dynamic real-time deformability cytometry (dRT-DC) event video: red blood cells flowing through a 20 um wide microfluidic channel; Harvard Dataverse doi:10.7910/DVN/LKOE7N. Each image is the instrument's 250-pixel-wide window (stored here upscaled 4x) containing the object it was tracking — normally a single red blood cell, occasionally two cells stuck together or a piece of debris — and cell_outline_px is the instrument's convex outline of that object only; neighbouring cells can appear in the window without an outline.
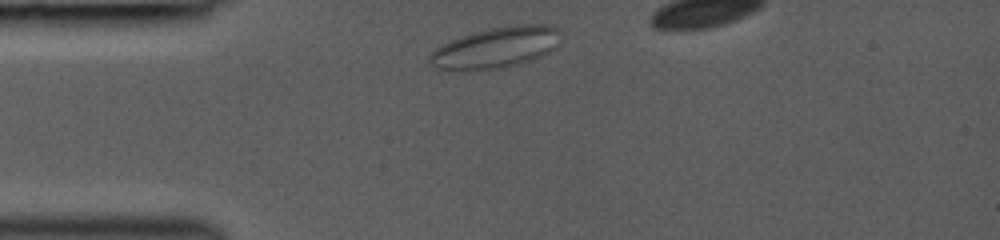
{"species": "common noctule bat (a hibernating species)", "species_latin": "Nyctalus noctula", "temperature_condition": "room temperature", "stored_images_in_passage": 6, "segment_of_instrument_passage": [1, 2], "camera_frame_rate_fps": 3000, "um_per_image_px": 0.085, "animal": {"sex": "female", "body_mass_g": 19.0, "forearm_length_mm": 53.3}, "frame": {"image": 1, "passage_image": 1, "time_ms": 0.0, "image_size_px": [1000, 240], "cell_outline_px": [[560, 32], [552, 48], [548, 52], [540, 56], [516, 64], [496, 68], [464, 72], [436, 68], [428, 60], [428, 56], [440, 44], [460, 36], [492, 28], [516, 24], [552, 24]], "centroid_in_image_um": [42.06, 4.05], "position_along_channel_um": 42.9, "area_um2": 30.98}}
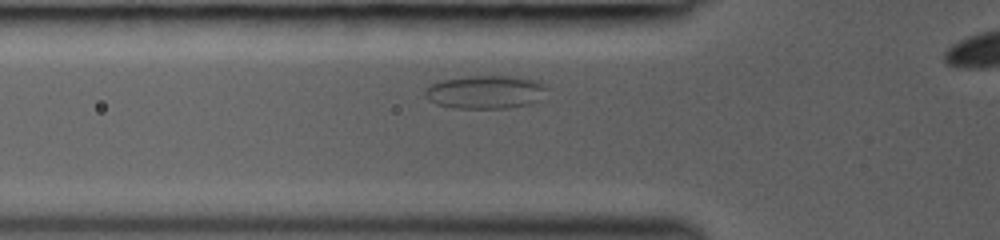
{"frame": {"image": 2, "passage_image": 4, "time_ms": 1.667, "image_size_px": [1000, 240], "cell_outline_px": [[548, 88], [540, 100], [532, 104], [508, 108], [452, 108], [436, 104], [428, 100], [424, 96], [424, 88], [440, 80], [468, 76], [520, 76], [540, 80], [548, 84]], "centroid_in_image_um": [41.31, 7.81], "position_along_channel_um": 84.5, "area_um2": 24.33}}